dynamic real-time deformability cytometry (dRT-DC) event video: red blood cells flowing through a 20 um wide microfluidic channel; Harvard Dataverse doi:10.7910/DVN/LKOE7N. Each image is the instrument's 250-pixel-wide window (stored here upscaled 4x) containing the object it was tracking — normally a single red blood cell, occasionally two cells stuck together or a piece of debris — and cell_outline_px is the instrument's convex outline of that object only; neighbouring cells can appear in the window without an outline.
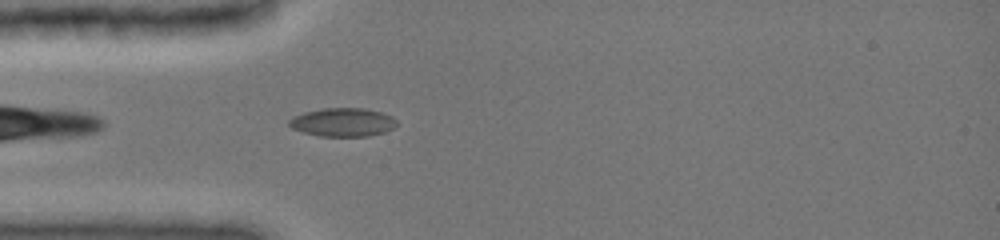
{"species": "common noctule bat (a hibernating species)", "species_latin": "Nyctalus noctula", "temperature_condition": "cold", "stored_images_in_passage": 24, "camera_frame_rate_fps": 3000, "um_per_image_px": 0.085, "animal": {"sex": "female", "body_mass_g": 19.0, "forearm_length_mm": 51.5}, "frame": {"image": 1, "passage_image": 1, "time_ms": 0.0, "image_size_px": [1000, 240], "cell_outline_px": [[396, 124], [392, 128], [384, 132], [368, 136], [320, 136], [304, 132], [292, 128], [288, 124], [288, 120], [292, 116], [304, 112], [324, 108], [364, 108], [380, 112], [392, 116], [396, 120]], "centroid_in_image_um": [29.11, 10.38], "position_along_channel_um": 55.9, "area_um2": 17.8}}
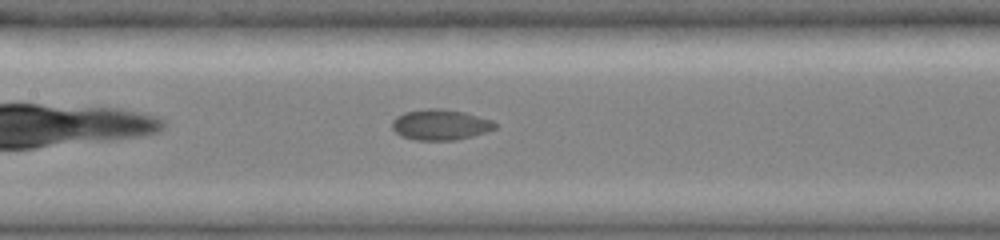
{"frame": {"image": 2, "passage_image": 8, "time_ms": 3.0, "image_size_px": [1000, 240], "cell_outline_px": [[496, 128], [472, 136], [456, 140], [416, 140], [400, 136], [392, 128], [392, 120], [396, 116], [404, 112], [424, 108], [440, 108], [464, 112], [492, 120], [496, 124]], "centroid_in_image_um": [37.39, 10.59], "position_along_channel_um": 170.0, "area_um2": 18.44}}
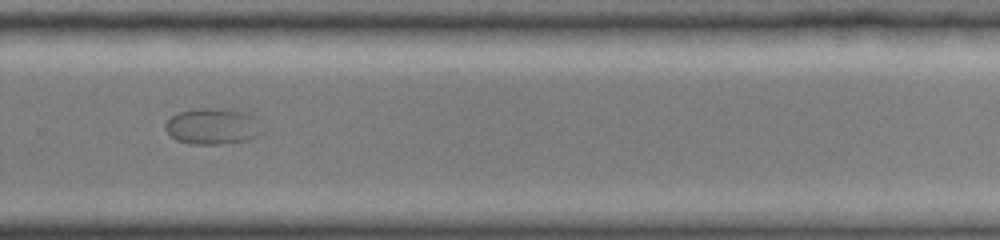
{"frame": {"image": 3, "passage_image": 16, "time_ms": 6.667, "image_size_px": [1000, 240], "cell_outline_px": [[268, 128], [264, 132], [248, 140], [220, 144], [192, 144], [176, 140], [164, 128], [164, 124], [172, 116], [180, 112], [196, 108], [232, 108], [248, 112], [256, 116]], "centroid_in_image_um": [18.2, 10.71], "position_along_channel_um": 311.6, "area_um2": 21.15}}